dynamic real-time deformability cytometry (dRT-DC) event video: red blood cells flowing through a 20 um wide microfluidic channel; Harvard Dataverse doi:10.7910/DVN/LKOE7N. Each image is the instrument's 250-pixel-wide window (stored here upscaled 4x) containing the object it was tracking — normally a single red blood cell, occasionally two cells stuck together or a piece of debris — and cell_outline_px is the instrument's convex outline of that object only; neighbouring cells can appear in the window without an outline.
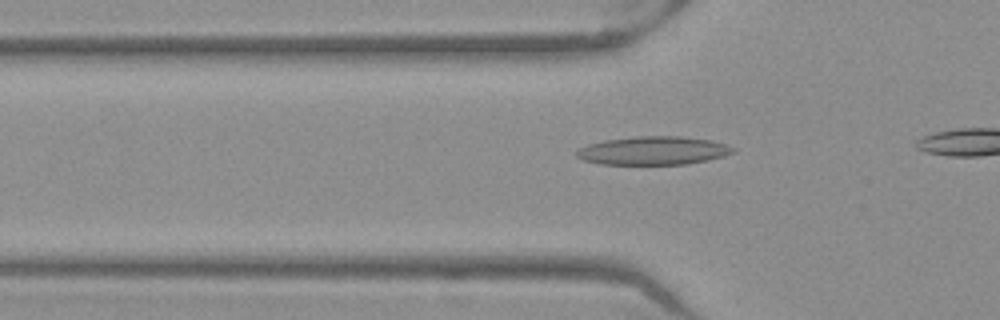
{"species": "Egyptian fruit bat (a non-hibernating species)", "species_latin": "Rousettus aegyptiacus", "temperature_condition": "warm", "stored_images_in_passage": 10, "camera_frame_rate_fps": 3000, "um_per_image_px": 0.085, "frame": {"image": 1, "passage_image": 4, "time_ms": 1.0, "image_size_px": [1000, 320], "cell_outline_px": [[736, 152], [724, 156], [708, 160], [688, 164], [600, 164], [584, 160], [576, 156], [576, 152], [580, 148], [588, 144], [604, 140], [636, 136], [680, 136], [712, 140], [736, 148]], "centroid_in_image_um": [55.56, 12.8], "position_along_channel_um": 70.2, "area_um2": 25.95}}
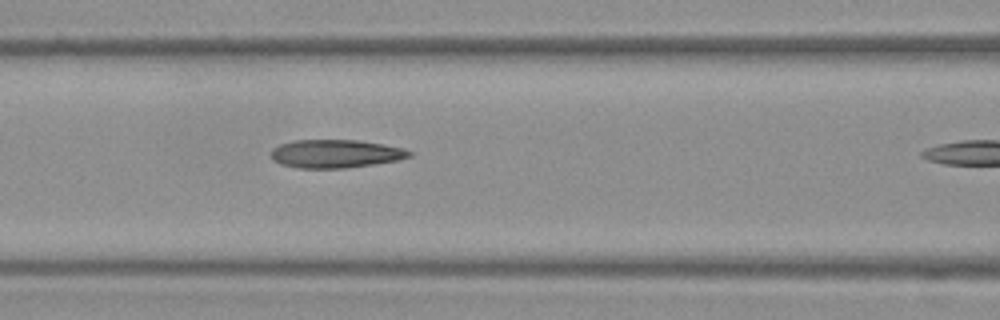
{"frame": {"image": 2, "passage_image": 9, "time_ms": 2.667, "image_size_px": [1000, 320], "cell_outline_px": [[412, 156], [396, 160], [372, 164], [344, 168], [300, 168], [280, 164], [272, 160], [272, 148], [280, 144], [292, 140], [356, 140], [384, 144], [404, 148], [412, 152]], "centroid_in_image_um": [28.5, 13.06], "position_along_channel_um": 138.1, "area_um2": 22.72}}